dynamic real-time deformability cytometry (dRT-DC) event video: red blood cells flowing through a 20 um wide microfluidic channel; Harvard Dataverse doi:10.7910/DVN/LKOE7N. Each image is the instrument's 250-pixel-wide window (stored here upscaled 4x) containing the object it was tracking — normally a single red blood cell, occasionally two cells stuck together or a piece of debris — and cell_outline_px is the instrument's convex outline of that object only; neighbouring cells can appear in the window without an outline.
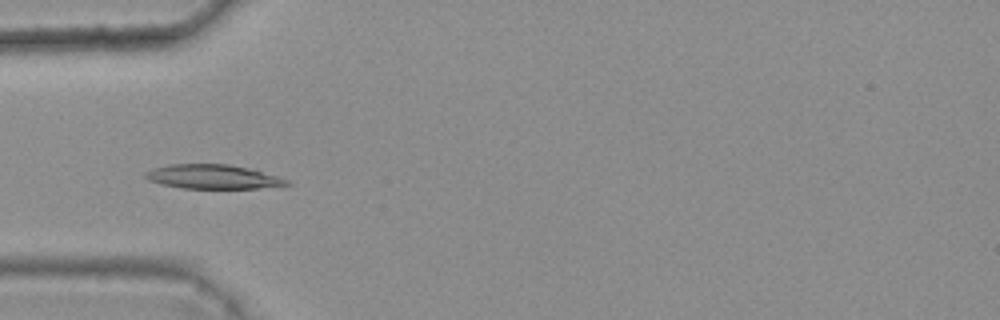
{"species": "common noctule bat (a hibernating species)", "species_latin": "Nyctalus noctula", "temperature_condition": "warm", "stored_images_in_passage": 7, "camera_frame_rate_fps": 3000, "um_per_image_px": 0.085, "animal": {"sex": "female", "body_mass_g": 25.1}, "frame": {"image": 1, "passage_image": 5, "time_ms": 1.333, "image_size_px": [1000, 320], "cell_outline_px": [[292, 184], [256, 188], [184, 188], [164, 184], [148, 180], [144, 176], [144, 172], [152, 168], [168, 164], [228, 164], [256, 168], [288, 180]], "centroid_in_image_um": [18.12, 15.0], "position_along_channel_um": 66.9, "area_um2": 20.06}}
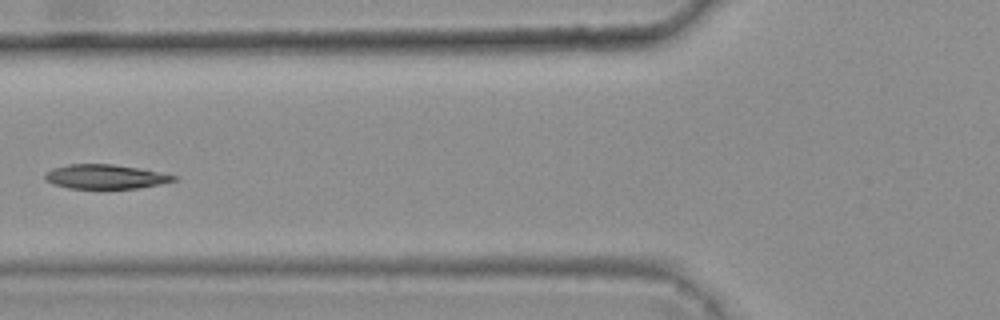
{"frame": {"image": 2, "passage_image": 6, "time_ms": 1.667, "image_size_px": [1000, 320], "cell_outline_px": [[176, 180], [160, 184], [136, 188], [68, 188], [52, 184], [44, 180], [44, 176], [52, 168], [68, 164], [112, 164], [136, 168], [176, 176]], "centroid_in_image_um": [8.87, 15.02], "position_along_channel_um": 116.9, "area_um2": 17.92}}
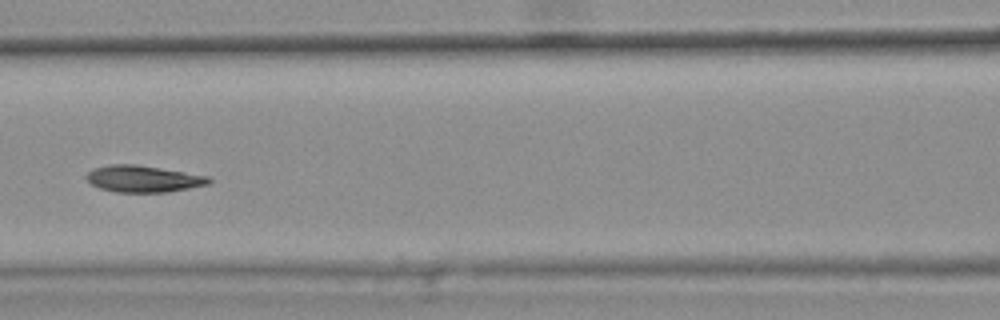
{"frame": {"image": 3, "passage_image": 7, "time_ms": 2.0, "image_size_px": [1000, 320], "cell_outline_px": [[212, 180], [208, 184], [168, 192], [116, 192], [100, 188], [92, 184], [84, 176], [88, 172], [96, 168], [112, 164], [136, 164], [208, 176]], "centroid_in_image_um": [12.17, 15.2], "position_along_channel_um": 154.4, "area_um2": 18.79}}